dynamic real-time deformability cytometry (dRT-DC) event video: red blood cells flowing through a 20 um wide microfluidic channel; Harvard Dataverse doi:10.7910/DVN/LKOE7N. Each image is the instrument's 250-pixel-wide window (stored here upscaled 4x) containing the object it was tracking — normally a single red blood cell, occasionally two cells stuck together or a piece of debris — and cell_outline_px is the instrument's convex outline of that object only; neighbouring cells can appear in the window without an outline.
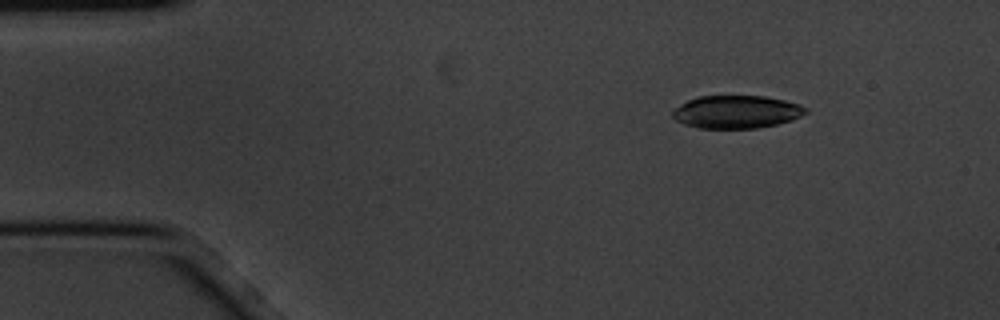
{"species": "common noctule bat (a hibernating species)", "species_latin": "Nyctalus noctula", "temperature_condition": "cold", "stored_images_in_passage": 4, "camera_frame_rate_fps": 3000, "um_per_image_px": 0.085, "animal": {"sex": "male", "body_mass_g": 20.1, "forearm_length_mm": 53.5}, "frame": {"image": 1, "passage_image": 2, "time_ms": 0.333, "image_size_px": [1000, 320], "cell_outline_px": [[808, 112], [792, 120], [776, 124], [756, 128], [700, 128], [684, 124], [676, 120], [672, 116], [672, 112], [680, 104], [696, 96], [764, 96], [784, 100], [800, 104], [808, 108]], "centroid_in_image_um": [62.61, 9.5], "position_along_channel_um": 22.4, "area_um2": 25.49}}